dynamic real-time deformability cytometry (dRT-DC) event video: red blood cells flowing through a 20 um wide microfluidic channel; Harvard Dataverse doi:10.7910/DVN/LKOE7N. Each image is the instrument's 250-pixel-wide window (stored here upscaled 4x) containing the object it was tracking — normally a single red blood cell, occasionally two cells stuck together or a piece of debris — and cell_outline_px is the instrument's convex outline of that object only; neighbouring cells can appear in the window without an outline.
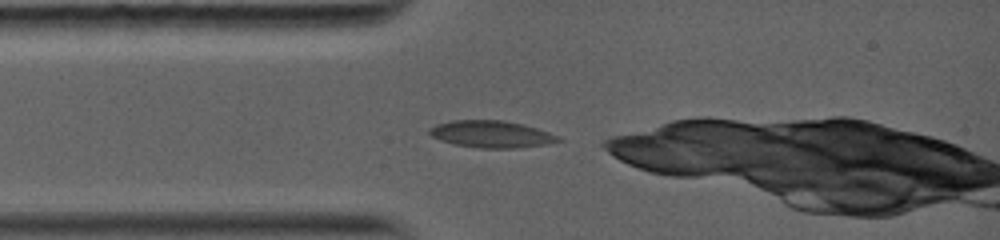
{"species": "common noctule bat (a hibernating species)", "species_latin": "Nyctalus noctula", "temperature_condition": "warm", "stored_images_in_passage": 10, "camera_frame_rate_fps": 5000, "um_per_image_px": 0.085, "animal": {"sex": "female", "body_mass_g": 19.0, "forearm_length_mm": 56.7}, "frame": {"image": 1, "passage_image": 1, "time_ms": 0.0, "image_size_px": [1000, 240], "cell_outline_px": [[564, 140], [548, 144], [520, 148], [476, 148], [452, 144], [440, 140], [432, 136], [428, 132], [428, 128], [436, 124], [452, 120], [504, 120], [524, 124], [560, 136]], "centroid_in_image_um": [41.77, 11.41], "position_along_channel_um": 43.2, "area_um2": 20.58}}
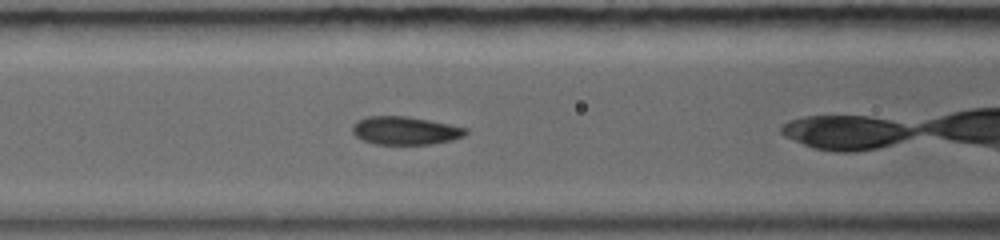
{"frame": {"image": 2, "passage_image": 6, "time_ms": 2.2, "image_size_px": [1000, 240], "cell_outline_px": [[468, 132], [464, 136], [452, 140], [432, 144], [376, 144], [360, 140], [352, 132], [352, 124], [356, 120], [368, 116], [408, 116], [468, 128]], "centroid_in_image_um": [34.41, 11.1], "position_along_channel_um": 132.2, "area_um2": 18.73}}
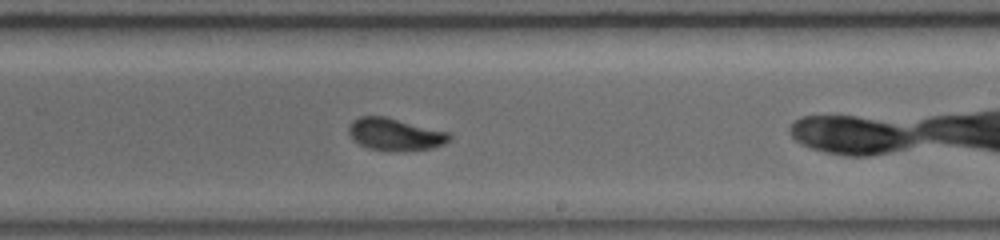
{"frame": {"image": 3, "passage_image": 10, "time_ms": 5.2, "image_size_px": [1000, 240], "cell_outline_px": [[452, 136], [444, 144], [432, 148], [404, 152], [368, 148], [352, 140], [348, 132], [348, 124], [352, 120], [360, 116], [388, 116], [452, 132]], "centroid_in_image_um": [33.61, 11.4], "position_along_channel_um": 255.4, "area_um2": 19.54}}